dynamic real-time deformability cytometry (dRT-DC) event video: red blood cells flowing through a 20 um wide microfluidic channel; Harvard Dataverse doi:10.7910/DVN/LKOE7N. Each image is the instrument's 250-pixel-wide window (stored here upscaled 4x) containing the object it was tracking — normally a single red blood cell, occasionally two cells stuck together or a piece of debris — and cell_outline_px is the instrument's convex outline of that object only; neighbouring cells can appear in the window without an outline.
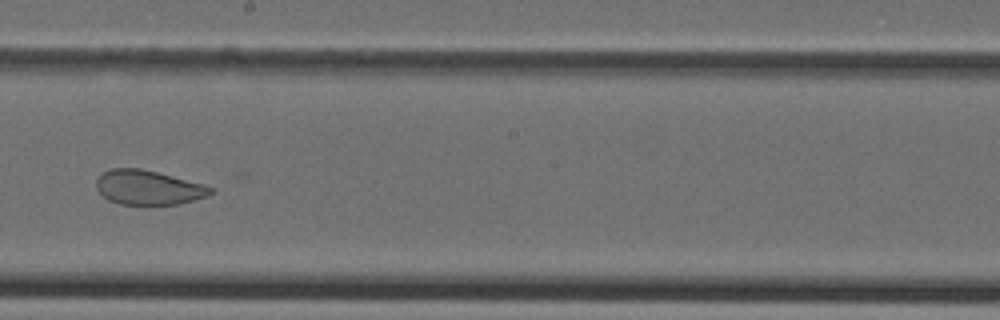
{"species": "Egyptian fruit bat (a non-hibernating species)", "species_latin": "Rousettus aegyptiacus", "temperature_condition": "cold", "stored_images_in_passage": 35, "camera_frame_rate_fps": 3000, "um_per_image_px": 0.085, "animal": {"sex": "female"}, "frame": {"image": 1, "passage_image": 25, "time_ms": 8.0, "image_size_px": [1000, 320], "cell_outline_px": [[212, 192], [208, 196], [176, 204], [120, 204], [108, 200], [96, 188], [96, 180], [104, 172], [112, 168], [140, 168], [204, 184], [212, 188]], "centroid_in_image_um": [12.58, 15.93], "position_along_channel_um": 235.6, "area_um2": 22.6}}
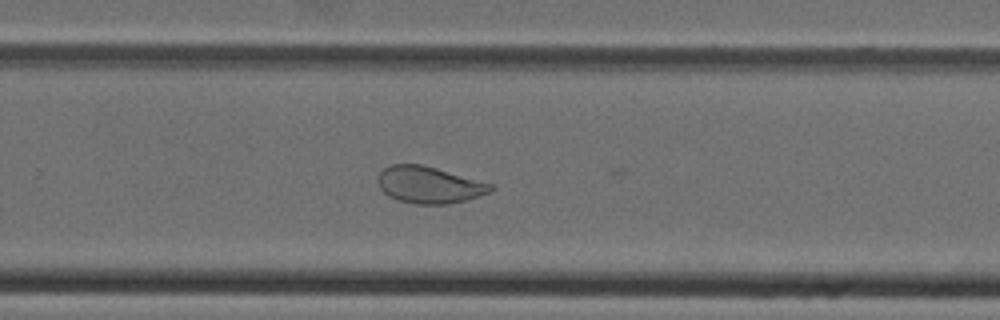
{"frame": {"image": 2, "passage_image": 29, "time_ms": 9.333, "image_size_px": [1000, 320], "cell_outline_px": [[496, 188], [488, 192], [468, 200], [448, 204], [416, 204], [400, 200], [388, 196], [380, 188], [380, 172], [384, 168], [392, 164], [420, 164], [436, 168], [492, 184]], "centroid_in_image_um": [36.5, 15.72], "position_along_channel_um": 293.3, "area_um2": 23.81}}